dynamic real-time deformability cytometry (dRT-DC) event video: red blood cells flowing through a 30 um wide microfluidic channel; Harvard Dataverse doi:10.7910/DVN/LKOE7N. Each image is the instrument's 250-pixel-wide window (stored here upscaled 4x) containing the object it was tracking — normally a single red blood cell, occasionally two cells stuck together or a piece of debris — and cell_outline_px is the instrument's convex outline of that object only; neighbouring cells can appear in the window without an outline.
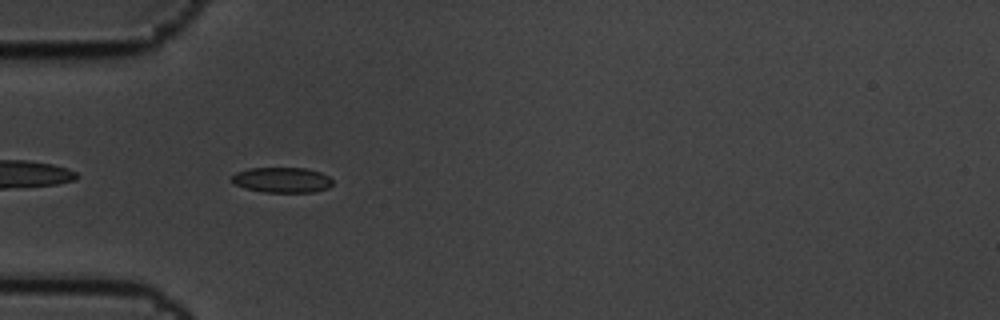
{"species": "common noctule bat (a hibernating species)", "species_latin": "Nyctalus noctula", "temperature_condition": "cold", "stored_images_in_passage": 6, "camera_frame_rate_fps": 3000, "um_per_image_px": 0.085, "animal": {"sex": "male", "body_mass_g": 19.5, "forearm_length_mm": 54.6}, "frame": {"image": 1, "passage_image": 5, "time_ms": 1.333, "image_size_px": [1000, 320], "cell_outline_px": [[332, 184], [328, 188], [312, 192], [264, 192], [244, 188], [236, 184], [232, 180], [232, 176], [236, 172], [248, 168], [304, 168], [320, 172], [328, 176], [332, 180]], "centroid_in_image_um": [23.97, 15.29], "position_along_channel_um": 61.0, "area_um2": 14.8}}
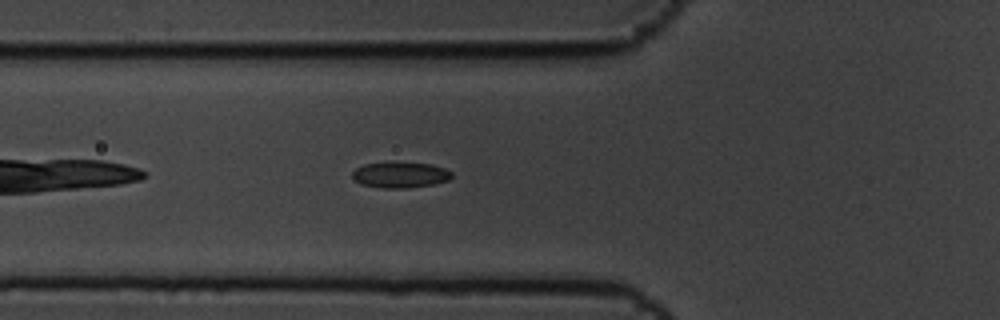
{"frame": {"image": 2, "passage_image": 6, "time_ms": 1.667, "image_size_px": [1000, 320], "cell_outline_px": [[452, 176], [448, 180], [432, 184], [408, 188], [384, 188], [360, 184], [352, 176], [352, 172], [356, 168], [364, 164], [388, 160], [432, 164], [444, 168], [452, 172]], "centroid_in_image_um": [33.99, 14.82], "position_along_channel_um": 91.8, "area_um2": 15.37}}